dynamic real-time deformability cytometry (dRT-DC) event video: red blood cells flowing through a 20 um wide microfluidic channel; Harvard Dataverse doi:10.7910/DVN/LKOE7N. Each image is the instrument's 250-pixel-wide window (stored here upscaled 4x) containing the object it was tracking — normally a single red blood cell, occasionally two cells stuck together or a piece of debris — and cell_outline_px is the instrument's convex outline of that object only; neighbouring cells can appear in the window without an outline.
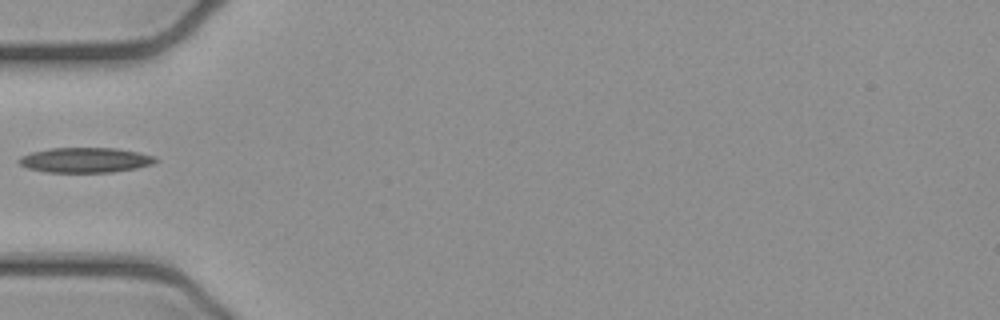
{"species": "common noctule bat (a hibernating species)", "species_latin": "Nyctalus noctula", "temperature_condition": "cold", "stored_images_in_passage": 5, "camera_frame_rate_fps": 3000, "um_per_image_px": 0.085, "animal": {"sex": "female", "body_mass_g": 21.9}, "frame": {"image": 1, "passage_image": 5, "time_ms": 1.333, "image_size_px": [1000, 320], "cell_outline_px": [[160, 160], [152, 164], [136, 168], [112, 172], [44, 172], [28, 168], [20, 164], [16, 160], [20, 156], [32, 152], [52, 148], [116, 148], [156, 156]], "centroid_in_image_um": [7.25, 13.6], "position_along_channel_um": 77.7, "area_um2": 19.94}}